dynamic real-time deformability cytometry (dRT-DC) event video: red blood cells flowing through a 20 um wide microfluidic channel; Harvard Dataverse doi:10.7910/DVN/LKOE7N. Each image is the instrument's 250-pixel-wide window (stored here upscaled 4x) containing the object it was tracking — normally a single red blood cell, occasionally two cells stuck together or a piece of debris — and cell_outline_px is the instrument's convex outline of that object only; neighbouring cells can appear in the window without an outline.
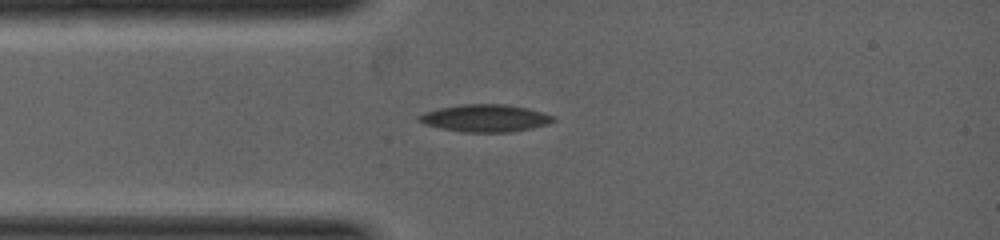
{"species": "common noctule bat (a hibernating species)", "species_latin": "Nyctalus noctula", "temperature_condition": "warm", "stored_images_in_passage": 26, "camera_frame_rate_fps": 5000, "um_per_image_px": 0.085, "animal": {"sex": "female", "body_mass_g": 19.0, "forearm_length_mm": 53.3}, "frame": {"image": 1, "passage_image": 3, "time_ms": 0.4, "image_size_px": [1000, 240], "cell_outline_px": [[556, 120], [548, 124], [532, 128], [512, 132], [464, 132], [440, 128], [424, 124], [416, 120], [416, 116], [424, 112], [440, 108], [460, 104], [504, 104], [528, 108], [556, 116]], "centroid_in_image_um": [41.24, 10.04], "position_along_channel_um": 43.8, "area_um2": 21.62}}
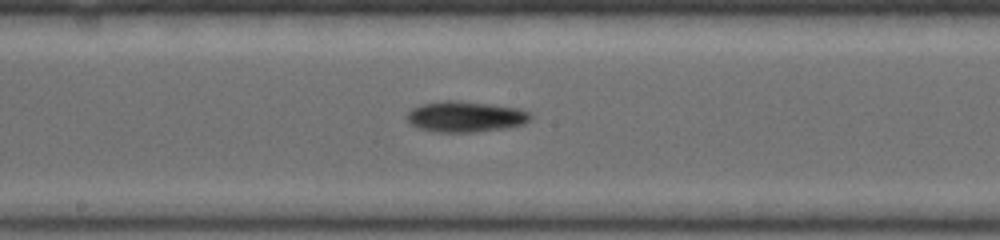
{"frame": {"image": 2, "passage_image": 14, "time_ms": 2.6, "image_size_px": [1000, 240], "cell_outline_px": [[532, 116], [524, 124], [508, 128], [476, 132], [440, 132], [416, 128], [408, 124], [404, 116], [412, 108], [420, 104], [444, 100], [460, 100], [520, 108], [528, 112]], "centroid_in_image_um": [39.51, 9.91], "position_along_channel_um": 208.7, "area_um2": 22.6}}
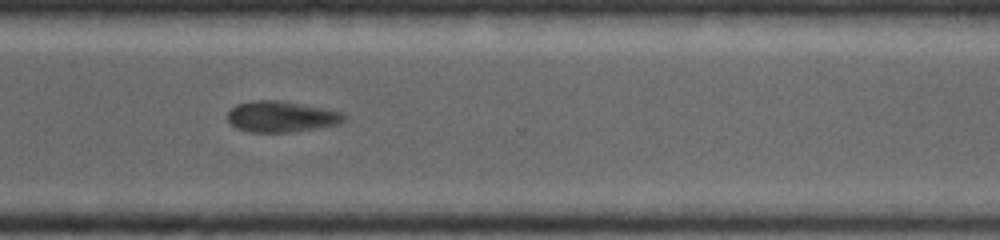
{"frame": {"image": 3, "passage_image": 23, "time_ms": 4.4, "image_size_px": [1000, 240], "cell_outline_px": [[348, 116], [340, 124], [316, 128], [288, 132], [248, 132], [236, 128], [228, 120], [228, 112], [236, 104], [252, 100], [276, 100], [324, 108], [344, 112]], "centroid_in_image_um": [23.93, 9.91], "position_along_channel_um": 346.7, "area_um2": 21.04}}